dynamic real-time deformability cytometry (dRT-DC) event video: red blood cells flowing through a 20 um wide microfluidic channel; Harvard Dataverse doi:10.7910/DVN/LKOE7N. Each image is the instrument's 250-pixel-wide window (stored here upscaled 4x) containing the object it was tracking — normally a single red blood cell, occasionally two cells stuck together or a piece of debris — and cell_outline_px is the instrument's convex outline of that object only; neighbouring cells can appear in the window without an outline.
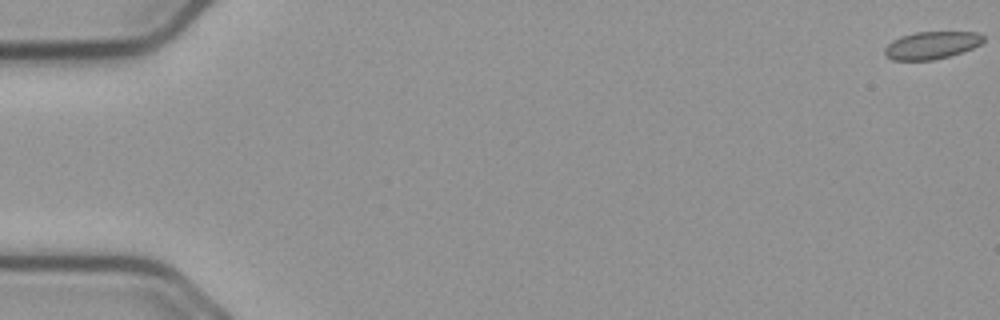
{"species": "common noctule bat (a hibernating species)", "species_latin": "Nyctalus noctula", "temperature_condition": "cold", "stored_images_in_passage": 12, "camera_frame_rate_fps": 3000, "um_per_image_px": 0.085, "animal": {"sex": "male", "body_mass_g": 23.1, "forearm_length_mm": 52.7}, "frame": {"image": 1, "passage_image": 1, "time_ms": 0.0, "image_size_px": [1000, 320], "cell_outline_px": [[984, 40], [980, 44], [972, 48], [948, 56], [932, 60], [892, 60], [884, 56], [884, 48], [892, 40], [900, 36], [916, 32], [980, 32], [984, 36]], "centroid_in_image_um": [79.15, 3.84], "position_along_channel_um": 5.9, "area_um2": 15.84}}